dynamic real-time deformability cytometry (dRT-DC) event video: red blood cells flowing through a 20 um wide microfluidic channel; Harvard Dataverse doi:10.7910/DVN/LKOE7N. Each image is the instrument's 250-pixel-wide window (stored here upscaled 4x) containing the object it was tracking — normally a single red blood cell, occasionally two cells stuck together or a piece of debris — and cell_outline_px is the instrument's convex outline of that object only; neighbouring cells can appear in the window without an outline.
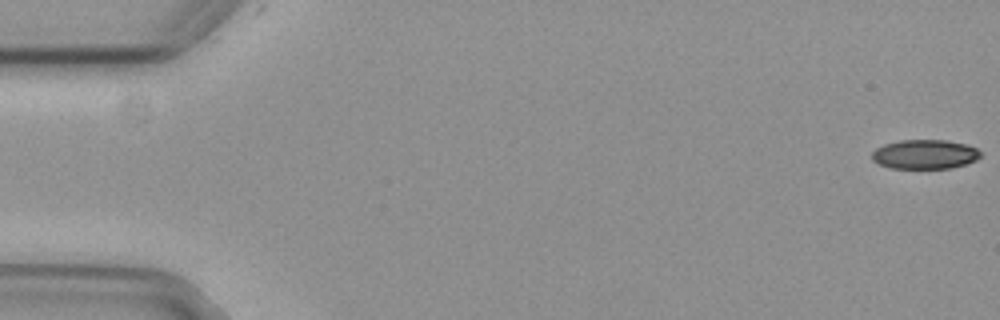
{"species": "common noctule bat (a hibernating species)", "species_latin": "Nyctalus noctula", "temperature_condition": "cold", "stored_images_in_passage": 17, "camera_frame_rate_fps": 3000, "um_per_image_px": 0.085, "animal": {"sex": "female", "body_mass_g": 29.2, "forearm_length_mm": 56.3}, "frame": {"image": 1, "passage_image": 1, "time_ms": 0.0, "image_size_px": [1000, 320], "cell_outline_px": [[980, 156], [976, 160], [952, 168], [888, 168], [872, 160], [872, 152], [876, 148], [884, 144], [900, 140], [948, 140], [968, 144], [976, 148], [980, 152]], "centroid_in_image_um": [78.6, 13.11], "position_along_channel_um": 6.4, "area_um2": 18.61}}